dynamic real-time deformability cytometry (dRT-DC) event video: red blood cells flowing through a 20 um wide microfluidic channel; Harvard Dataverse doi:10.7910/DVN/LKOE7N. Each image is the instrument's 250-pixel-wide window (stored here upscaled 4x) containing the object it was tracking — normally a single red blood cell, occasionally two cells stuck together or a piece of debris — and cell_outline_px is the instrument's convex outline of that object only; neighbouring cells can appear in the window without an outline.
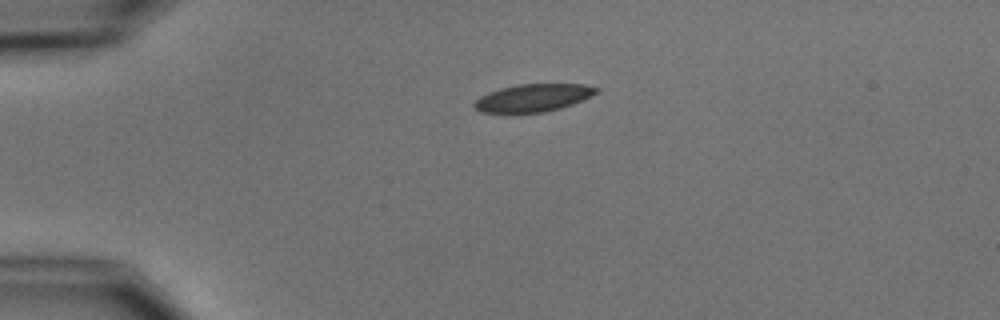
{"species": "common noctule bat (a hibernating species)", "species_latin": "Nyctalus noctula", "temperature_condition": "cold", "stored_images_in_passage": 2, "camera_frame_rate_fps": 3000, "um_per_image_px": 0.085, "animal": {"sex": "male", "body_mass_g": 15.6}, "frame": {"image": 1, "passage_image": 1, "time_ms": 0.0, "image_size_px": [1000, 320], "cell_outline_px": [[600, 92], [572, 104], [560, 108], [544, 112], [480, 112], [472, 104], [480, 96], [488, 92], [500, 88], [516, 84], [584, 84], [600, 88]], "centroid_in_image_um": [45.34, 8.3], "position_along_channel_um": 39.7, "area_um2": 19.59}}